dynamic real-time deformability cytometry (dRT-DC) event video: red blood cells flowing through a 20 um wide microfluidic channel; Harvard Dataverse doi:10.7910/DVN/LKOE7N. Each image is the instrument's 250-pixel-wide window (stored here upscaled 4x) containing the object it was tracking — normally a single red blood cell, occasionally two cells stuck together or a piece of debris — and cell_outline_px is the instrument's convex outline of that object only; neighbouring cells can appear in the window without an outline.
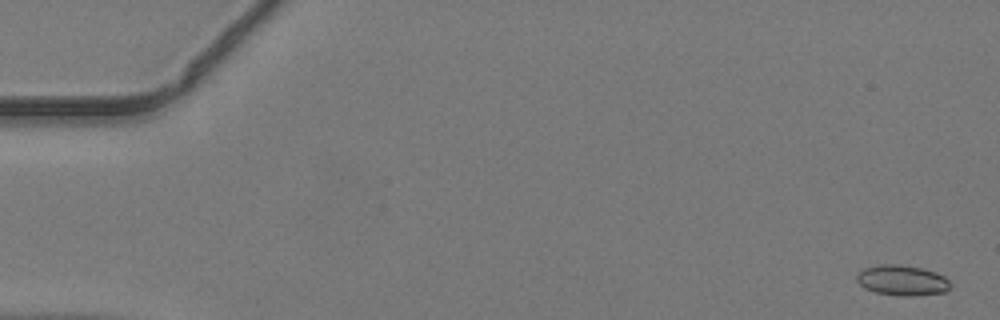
{"species": "common noctule bat (a hibernating species)", "species_latin": "Nyctalus noctula", "temperature_condition": "warm", "stored_images_in_passage": 47, "camera_frame_rate_fps": 3000, "um_per_image_px": 0.085, "animal": {"sex": "male", "body_mass_g": 19.2, "forearm_length_mm": 51.8}, "frame": {"image": 1, "passage_image": 1, "time_ms": 0.0, "image_size_px": [1000, 320], "cell_outline_px": [[948, 292], [908, 296], [900, 296], [876, 292], [864, 288], [856, 280], [856, 276], [864, 268], [880, 264], [900, 264], [924, 268], [936, 272], [944, 276], [948, 280]], "centroid_in_image_um": [76.68, 23.82], "position_along_channel_um": 8.3, "area_um2": 16.59}}
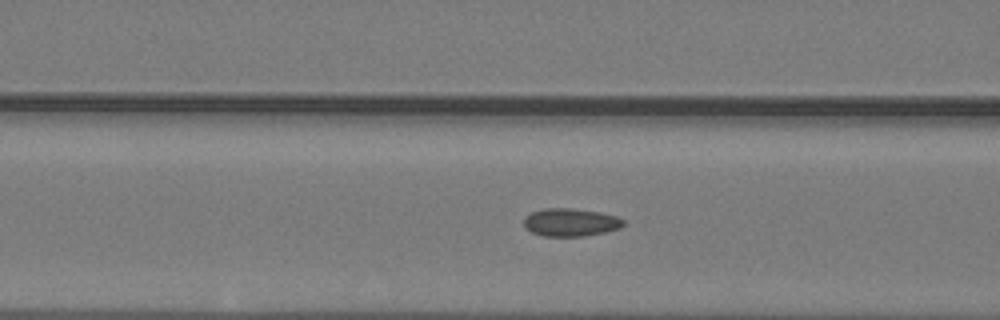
{"frame": {"image": 2, "passage_image": 19, "time_ms": 6.0, "image_size_px": [1000, 320], "cell_outline_px": [[624, 224], [620, 228], [604, 232], [584, 236], [544, 236], [532, 232], [524, 224], [524, 216], [532, 212], [544, 208], [572, 208], [600, 212], [616, 216], [624, 220]], "centroid_in_image_um": [48.5, 18.89], "position_along_channel_um": 118.1, "area_um2": 16.13}}
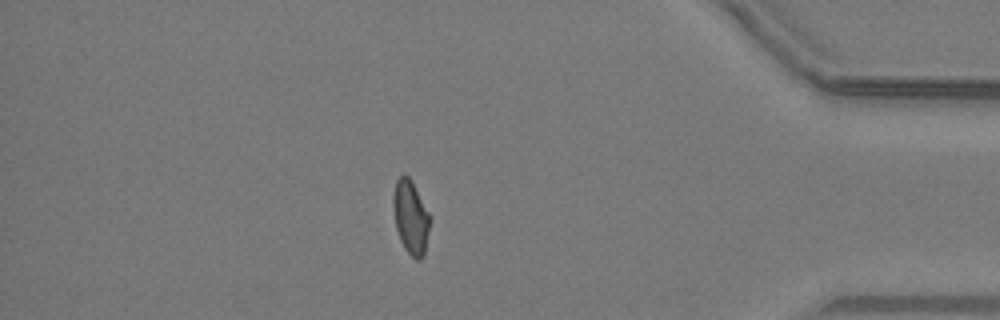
{"frame": {"image": 3, "passage_image": 41, "time_ms": 13.333, "image_size_px": [1000, 320], "cell_outline_px": [[432, 216], [424, 256], [420, 260], [416, 260], [404, 248], [400, 240], [396, 228], [392, 204], [392, 196], [396, 180], [404, 172], [412, 180]], "centroid_in_image_um": [34.93, 18.43], "position_along_channel_um": 400.3, "area_um2": 16.3}}